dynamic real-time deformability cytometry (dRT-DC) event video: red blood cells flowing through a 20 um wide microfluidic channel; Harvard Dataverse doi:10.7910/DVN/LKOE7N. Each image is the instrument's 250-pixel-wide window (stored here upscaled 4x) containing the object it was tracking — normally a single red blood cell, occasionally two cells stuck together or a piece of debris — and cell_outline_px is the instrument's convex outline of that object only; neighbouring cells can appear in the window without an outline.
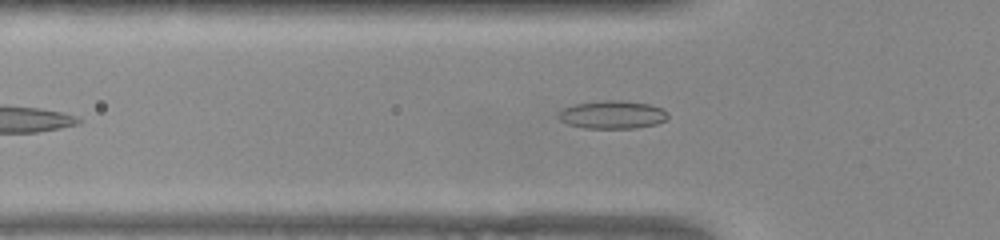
{"species": "common noctule bat (a hibernating species)", "species_latin": "Nyctalus noctula", "temperature_condition": "warm", "stored_images_in_passage": 37, "camera_frame_rate_fps": 3000, "um_per_image_px": 0.085, "animal": {"sex": "female", "body_mass_g": 22.0, "forearm_length_mm": 56.7}, "frame": {"image": 1, "passage_image": 5, "time_ms": 1.333, "image_size_px": [1000, 240], "cell_outline_px": [[668, 116], [664, 120], [656, 124], [636, 128], [584, 128], [568, 124], [560, 120], [556, 116], [564, 108], [576, 104], [600, 100], [620, 100], [648, 104], [660, 108], [668, 112]], "centroid_in_image_um": [52.04, 9.75], "position_along_channel_um": 73.8, "area_um2": 17.8}}
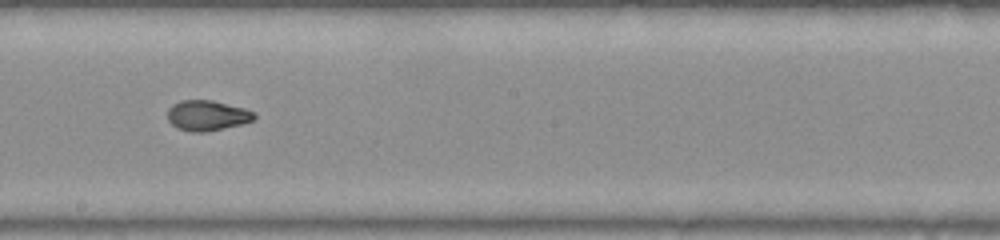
{"frame": {"image": 2, "passage_image": 17, "time_ms": 5.333, "image_size_px": [1000, 240], "cell_outline_px": [[256, 116], [252, 120], [244, 124], [208, 132], [192, 132], [176, 128], [168, 120], [168, 108], [172, 104], [180, 100], [212, 100], [244, 108], [256, 112]], "centroid_in_image_um": [17.61, 9.82], "position_along_channel_um": 230.6, "area_um2": 15.55}}
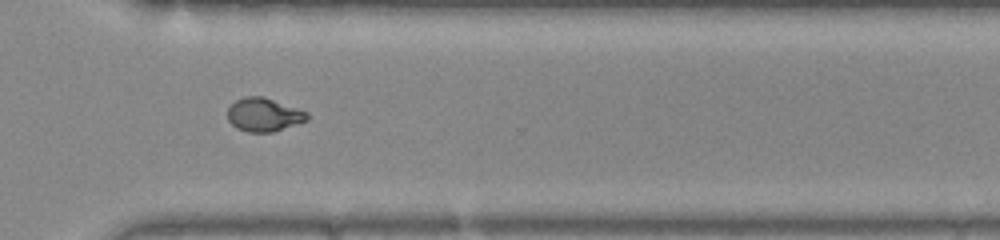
{"frame": {"image": 3, "passage_image": 26, "time_ms": 8.333, "image_size_px": [1000, 240], "cell_outline_px": [[308, 120], [272, 132], [248, 132], [236, 128], [228, 120], [228, 108], [236, 100], [244, 96], [264, 96], [308, 112]], "centroid_in_image_um": [22.42, 9.74], "position_along_channel_um": 348.2, "area_um2": 15.49}, "authors_computed_cell_mechanics": {"area_um2": 15.4904, "velocity_mm_per_s": 3.9144, "shape_relaxation_time_tau1_ms": 11.0204, "shape_relaxation_time_tau2_ms": 1.0631, "deformation_change_tau1": 0.3057, "deformation_change_tau2": 0.0592}}